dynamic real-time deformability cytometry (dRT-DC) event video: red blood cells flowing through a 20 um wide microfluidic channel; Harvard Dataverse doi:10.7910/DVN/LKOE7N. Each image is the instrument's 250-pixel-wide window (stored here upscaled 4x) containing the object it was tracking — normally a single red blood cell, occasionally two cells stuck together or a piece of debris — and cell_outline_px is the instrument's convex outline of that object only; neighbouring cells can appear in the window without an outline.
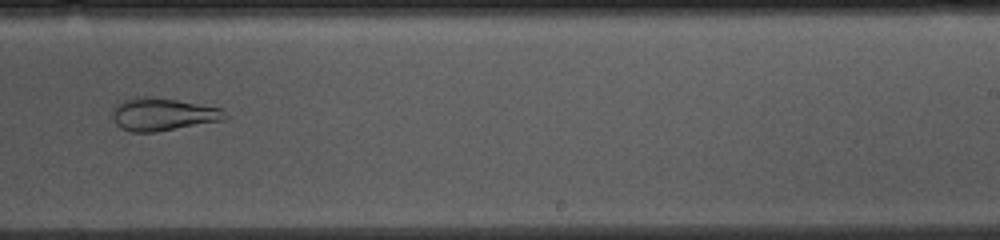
{"species": "common noctule bat (a hibernating species)", "species_latin": "Nyctalus noctula", "temperature_condition": "cold", "stored_images_in_passage": 38, "camera_frame_rate_fps": 3000, "um_per_image_px": 0.085, "animal": {"sex": "female", "body_mass_g": 10.0, "forearm_length_mm": 53.1}, "frame": {"image": 1, "passage_image": 17, "time_ms": 5.333, "image_size_px": [1000, 240], "cell_outline_px": [[228, 120], [156, 132], [132, 132], [120, 128], [116, 124], [112, 116], [112, 112], [116, 104], [120, 100], [136, 96], [144, 96], [176, 100], [220, 108], [228, 116]], "centroid_in_image_um": [13.83, 9.72], "position_along_channel_um": 275.2, "area_um2": 21.68}}
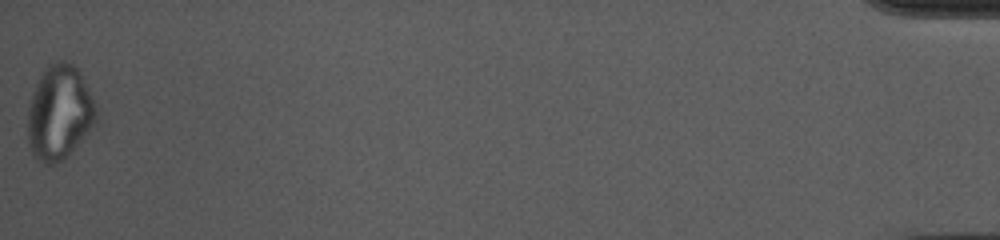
{"frame": {"image": 2, "passage_image": 38, "time_ms": 12.333, "image_size_px": [1000, 240], "cell_outline_px": [[96, 120], [88, 132], [60, 160], [52, 164], [44, 164], [36, 160], [32, 156], [28, 144], [28, 108], [32, 92], [44, 68], [48, 64], [60, 60], [64, 60], [72, 64], [80, 72], [96, 108]], "centroid_in_image_um": [5.0, 9.55], "position_along_channel_um": 430.2, "area_um2": 37.17}}